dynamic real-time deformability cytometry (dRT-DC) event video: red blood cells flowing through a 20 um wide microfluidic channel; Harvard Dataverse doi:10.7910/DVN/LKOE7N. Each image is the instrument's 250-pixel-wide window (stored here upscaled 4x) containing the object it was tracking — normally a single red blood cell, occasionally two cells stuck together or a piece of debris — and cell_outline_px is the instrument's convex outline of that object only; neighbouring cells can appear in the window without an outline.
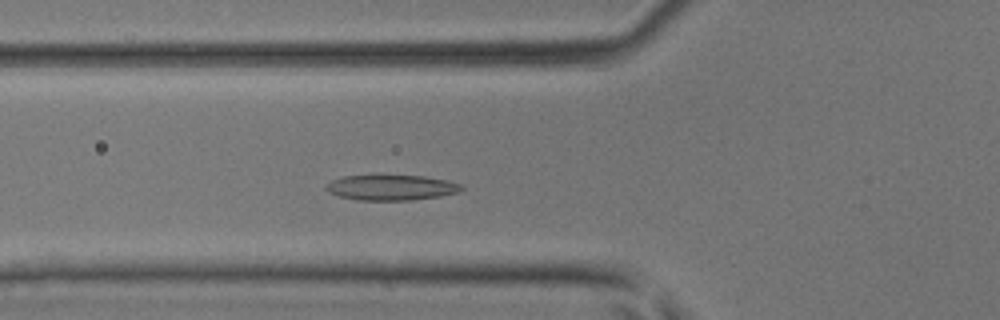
{"species": "common noctule bat (a hibernating species)", "species_latin": "Nyctalus noctula", "temperature_condition": "room temperature", "stored_images_in_passage": 35, "camera_frame_rate_fps": 3000, "um_per_image_px": 0.085, "animal": {"sex": "male", "body_mass_g": 17.9, "forearm_length_mm": 54.2}, "frame": {"image": 1, "passage_image": 5, "time_ms": 1.333, "image_size_px": [1000, 320], "cell_outline_px": [[464, 188], [460, 192], [440, 196], [408, 200], [356, 200], [340, 196], [328, 192], [324, 188], [332, 180], [344, 176], [424, 176], [448, 180], [464, 184]], "centroid_in_image_um": [33.31, 15.94], "position_along_channel_um": 92.5, "area_um2": 19.94}}
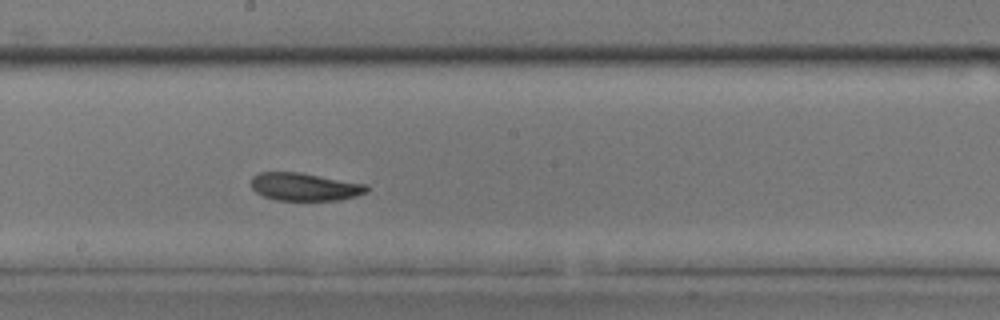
{"frame": {"image": 2, "passage_image": 14, "time_ms": 4.333, "image_size_px": [1000, 320], "cell_outline_px": [[368, 192], [356, 196], [340, 200], [276, 200], [264, 196], [256, 192], [252, 188], [252, 176], [260, 172], [300, 172], [368, 184]], "centroid_in_image_um": [25.93, 15.87], "position_along_channel_um": 222.3, "area_um2": 18.84}}
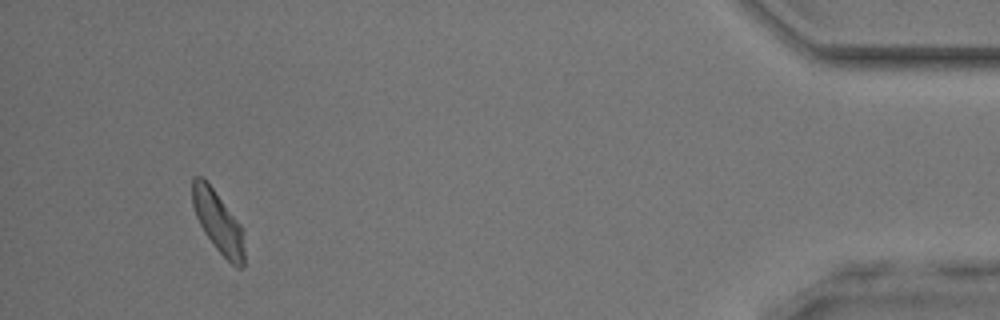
{"frame": {"image": 3, "passage_image": 32, "time_ms": 10.333, "image_size_px": [1000, 320], "cell_outline_px": [[244, 264], [240, 268], [236, 268], [216, 248], [204, 232], [196, 216], [192, 204], [192, 180], [196, 176], [204, 176], [208, 180], [240, 224], [244, 232]], "centroid_in_image_um": [18.54, 18.82], "position_along_channel_um": 416.7, "area_um2": 18.79}}